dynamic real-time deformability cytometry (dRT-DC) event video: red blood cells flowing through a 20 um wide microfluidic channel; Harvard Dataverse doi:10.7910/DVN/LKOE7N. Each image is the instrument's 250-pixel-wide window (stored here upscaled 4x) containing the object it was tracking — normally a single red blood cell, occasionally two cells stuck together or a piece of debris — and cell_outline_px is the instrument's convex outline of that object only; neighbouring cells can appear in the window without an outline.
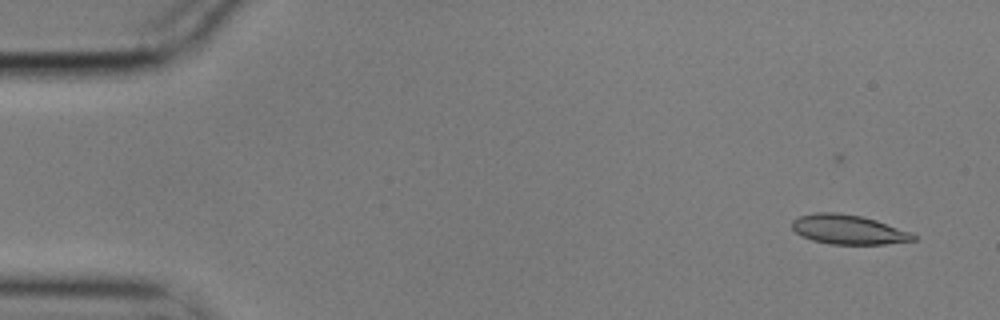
{"species": "common noctule bat (a hibernating species)", "species_latin": "Nyctalus noctula", "temperature_condition": "cold", "stored_images_in_passage": 37, "camera_frame_rate_fps": 3000, "um_per_image_px": 0.085, "animal": {"sex": "male", "body_mass_g": 17.9}, "frame": {"image": 1, "passage_image": 3, "time_ms": 0.667, "image_size_px": [1000, 320], "cell_outline_px": [[916, 240], [884, 244], [828, 244], [812, 240], [800, 236], [792, 228], [792, 220], [800, 216], [816, 212], [836, 212], [864, 216], [912, 232], [916, 236]], "centroid_in_image_um": [72.1, 19.51], "position_along_channel_um": 12.9, "area_um2": 20.98}}
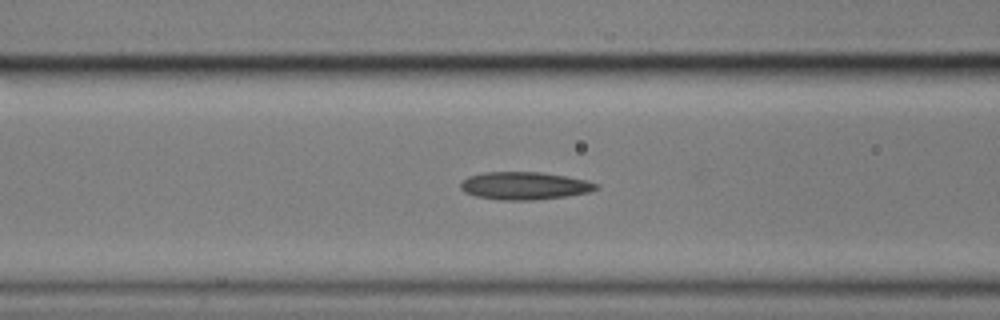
{"frame": {"image": 2, "passage_image": 22, "time_ms": 7.0, "image_size_px": [1000, 320], "cell_outline_px": [[600, 188], [588, 192], [568, 196], [532, 200], [500, 200], [476, 196], [464, 192], [460, 188], [460, 184], [468, 176], [484, 172], [540, 172], [564, 176], [584, 180], [600, 184]], "centroid_in_image_um": [44.58, 15.79], "position_along_channel_um": 122.0, "area_um2": 21.85}}
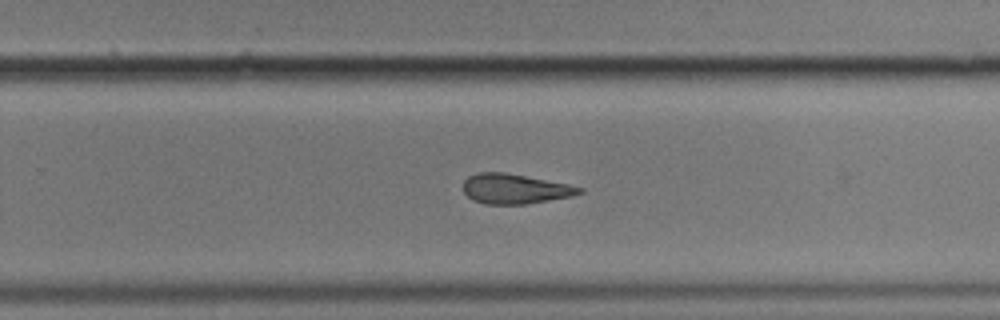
{"frame": {"image": 3, "passage_image": 36, "time_ms": 11.667, "image_size_px": [1000, 320], "cell_outline_px": [[584, 192], [572, 196], [524, 204], [484, 204], [472, 200], [464, 192], [464, 180], [468, 176], [480, 172], [504, 172], [568, 184], [584, 188]], "centroid_in_image_um": [43.76, 16.05], "position_along_channel_um": 286.0, "area_um2": 20.11}}